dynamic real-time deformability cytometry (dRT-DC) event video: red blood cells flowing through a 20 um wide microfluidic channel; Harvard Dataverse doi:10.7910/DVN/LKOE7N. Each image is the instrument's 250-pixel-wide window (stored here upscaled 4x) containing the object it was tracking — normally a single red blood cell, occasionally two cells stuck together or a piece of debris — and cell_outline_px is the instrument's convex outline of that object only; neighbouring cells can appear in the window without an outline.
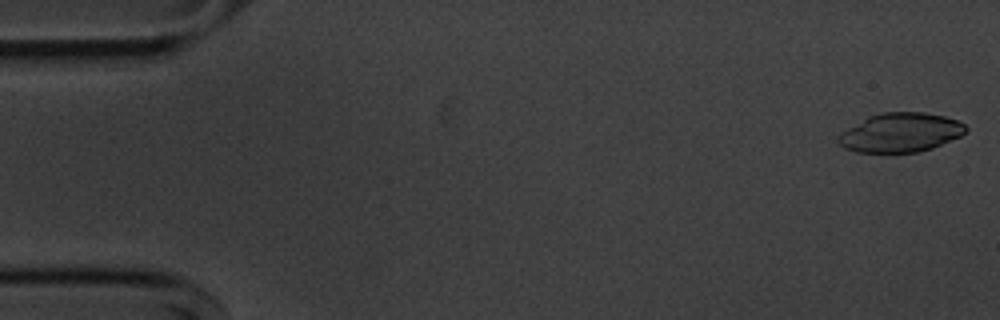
{"species": "common noctule bat (a hibernating species)", "species_latin": "Nyctalus noctula", "temperature_condition": "cold", "stored_images_in_passage": 8, "camera_frame_rate_fps": 3000, "um_per_image_px": 0.085, "animal": {"sex": "male", "body_mass_g": 20.1, "forearm_length_mm": 53.5}, "frame": {"image": 1, "passage_image": 1, "time_ms": 0.0, "image_size_px": [1000, 320], "cell_outline_px": [[968, 128], [960, 136], [932, 148], [916, 152], [856, 152], [844, 148], [836, 140], [836, 136], [840, 132], [868, 116], [880, 112], [924, 112], [944, 116], [956, 120], [964, 124]], "centroid_in_image_um": [76.5, 11.26], "position_along_channel_um": 8.5, "area_um2": 29.07}}